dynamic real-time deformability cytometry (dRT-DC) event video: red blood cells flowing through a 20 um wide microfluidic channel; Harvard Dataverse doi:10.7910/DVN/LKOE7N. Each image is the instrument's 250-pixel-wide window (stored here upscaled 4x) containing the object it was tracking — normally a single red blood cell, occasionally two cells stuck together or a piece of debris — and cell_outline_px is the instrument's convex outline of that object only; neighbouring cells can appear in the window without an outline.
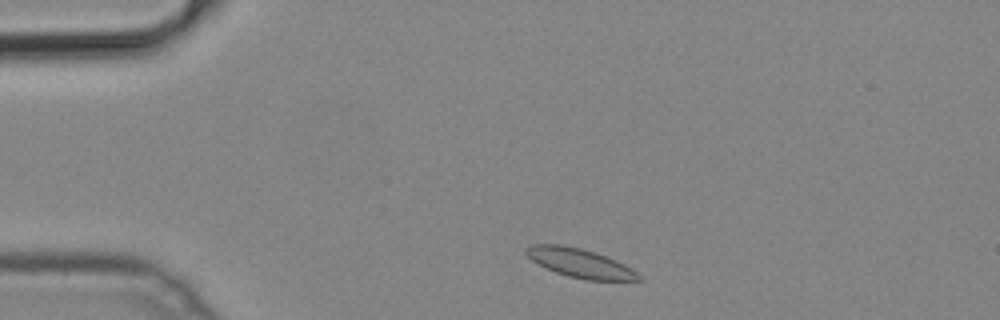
{"species": "common noctule bat (a hibernating species)", "species_latin": "Nyctalus noctula", "temperature_condition": "cold", "stored_images_in_passage": 44, "camera_frame_rate_fps": 3000, "um_per_image_px": 0.085, "animal": {"sex": "male", "body_mass_g": 19.2, "forearm_length_mm": 51.8}, "frame": {"image": 1, "passage_image": 3, "time_ms": 0.667, "image_size_px": [1000, 320], "cell_outline_px": [[644, 280], [584, 280], [568, 276], [556, 272], [532, 260], [524, 252], [524, 248], [532, 244], [560, 244], [580, 248], [616, 260], [624, 264], [636, 272]], "centroid_in_image_um": [49.27, 22.36], "position_along_channel_um": 35.7, "area_um2": 18.67}}
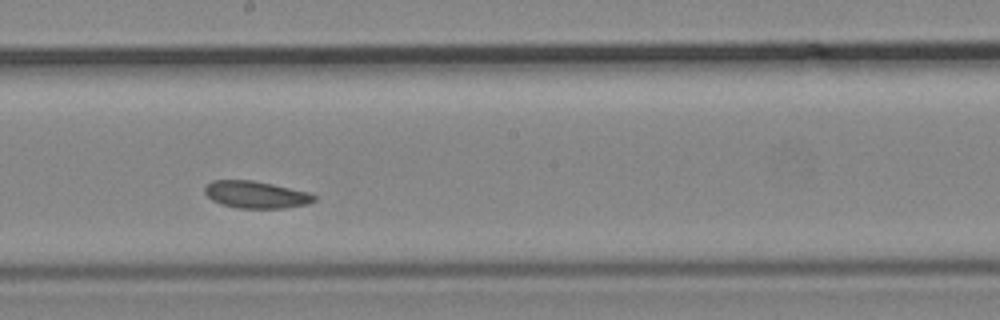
{"frame": {"image": 2, "passage_image": 21, "time_ms": 6.667, "image_size_px": [1000, 320], "cell_outline_px": [[316, 200], [308, 204], [284, 208], [236, 208], [220, 204], [212, 200], [204, 192], [204, 188], [212, 180], [252, 180], [272, 184], [308, 192], [316, 196]], "centroid_in_image_um": [21.74, 16.55], "position_along_channel_um": 226.5, "area_um2": 17.28}}
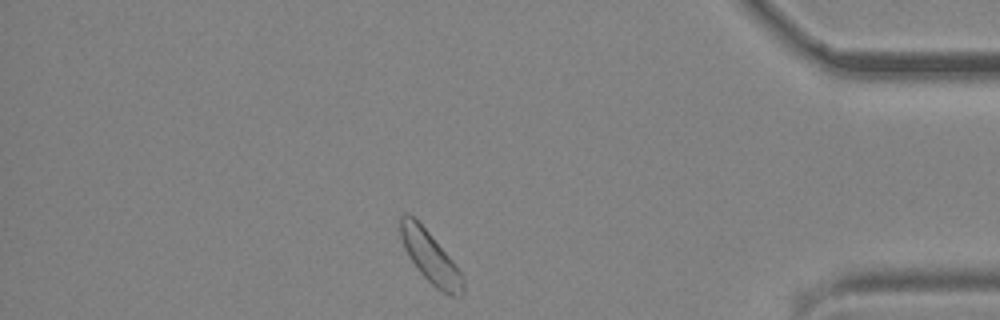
{"frame": {"image": 3, "passage_image": 37, "time_ms": 12.0, "image_size_px": [1000, 320], "cell_outline_px": [[464, 292], [460, 296], [452, 296], [436, 288], [416, 268], [408, 256], [404, 248], [400, 236], [400, 216], [404, 212], [408, 212], [428, 232], [452, 260], [464, 276]], "centroid_in_image_um": [36.57, 21.87], "position_along_channel_um": 398.6, "area_um2": 18.67}}